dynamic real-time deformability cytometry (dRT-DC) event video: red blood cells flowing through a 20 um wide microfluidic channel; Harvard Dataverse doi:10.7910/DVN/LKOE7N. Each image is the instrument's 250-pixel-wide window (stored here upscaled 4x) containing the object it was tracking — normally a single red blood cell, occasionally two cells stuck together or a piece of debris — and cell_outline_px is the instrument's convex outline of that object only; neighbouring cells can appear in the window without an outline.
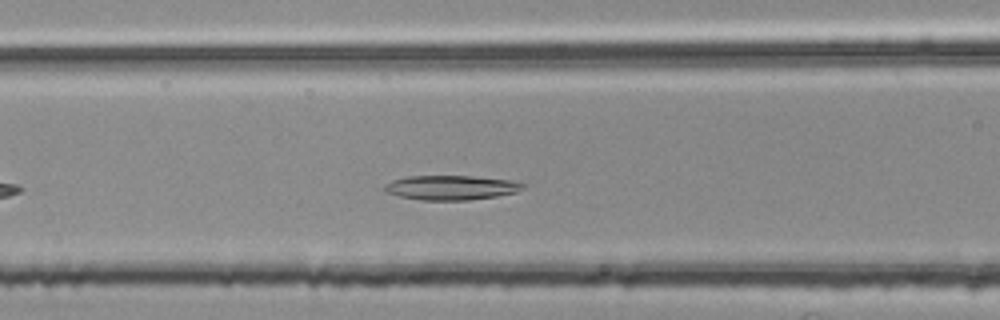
{"species": "common noctule bat (a hibernating species)", "species_latin": "Nyctalus noctula", "temperature_condition": "room temperature", "stored_images_in_passage": 39, "camera_frame_rate_fps": 3000, "um_per_image_px": 0.085, "animal": {"sex": "female", "body_mass_g": 25.1}, "frame": {"image": 1, "passage_image": 10, "time_ms": 3.0, "image_size_px": [1000, 320], "cell_outline_px": [[524, 188], [516, 192], [496, 196], [468, 200], [420, 200], [400, 196], [384, 192], [384, 184], [392, 180], [408, 176], [472, 176], [508, 180], [524, 184]], "centroid_in_image_um": [38.29, 15.95], "position_along_channel_um": 128.3, "area_um2": 19.65}}
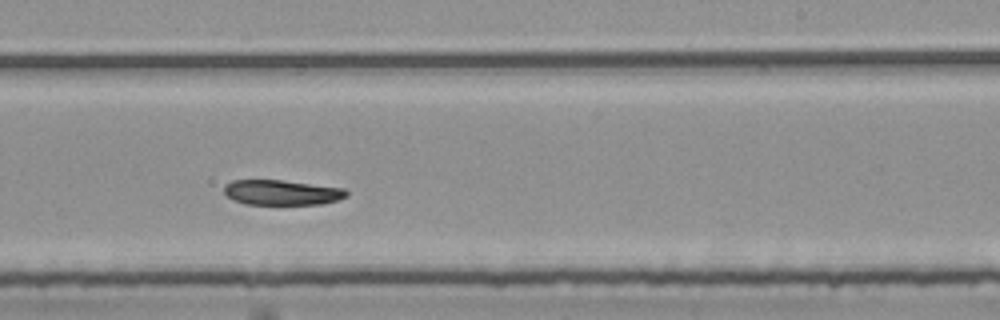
{"frame": {"image": 2, "passage_image": 21, "time_ms": 6.667, "image_size_px": [1000, 320], "cell_outline_px": [[348, 196], [336, 200], [320, 204], [244, 204], [232, 200], [224, 192], [224, 184], [232, 180], [280, 180], [344, 188], [348, 192]], "centroid_in_image_um": [23.92, 16.36], "position_along_channel_um": 265.1, "area_um2": 17.86}}
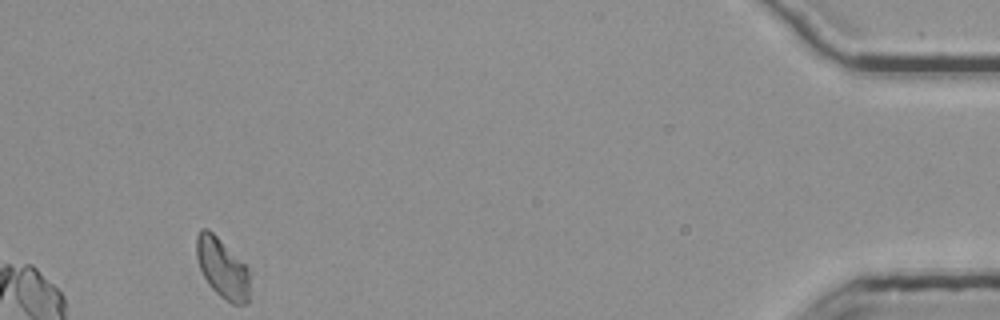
{"frame": {"image": 3, "passage_image": 39, "time_ms": 12.667, "image_size_px": [1000, 320], "cell_outline_px": [[248, 304], [232, 304], [220, 296], [208, 284], [200, 268], [196, 256], [196, 236], [200, 228], [208, 228], [248, 268]], "centroid_in_image_um": [18.86, 22.79], "position_along_channel_um": 416.3, "area_um2": 18.26}}